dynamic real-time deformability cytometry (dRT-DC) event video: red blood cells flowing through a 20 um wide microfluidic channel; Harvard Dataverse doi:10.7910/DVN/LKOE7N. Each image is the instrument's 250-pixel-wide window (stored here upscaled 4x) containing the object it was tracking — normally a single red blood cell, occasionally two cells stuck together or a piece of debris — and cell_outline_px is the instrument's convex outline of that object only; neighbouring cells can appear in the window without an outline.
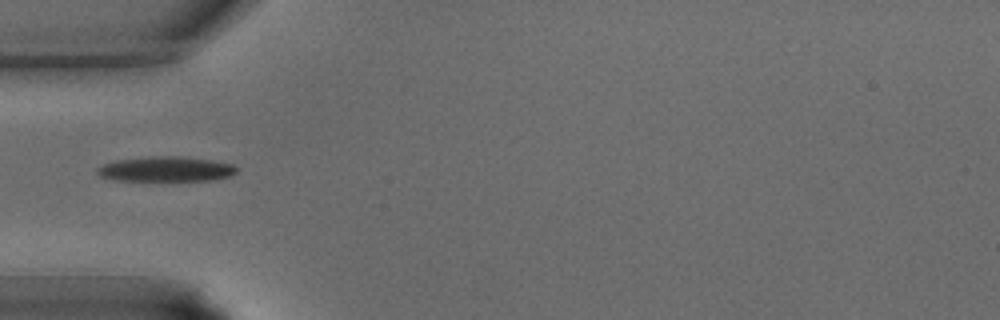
{"species": "common noctule bat (a hibernating species)", "species_latin": "Nyctalus noctula", "temperature_condition": "warm", "stored_images_in_passage": 27, "camera_frame_rate_fps": 3000, "um_per_image_px": 0.085, "animal": {"sex": "male", "body_mass_g": 15.6}, "frame": {"image": 1, "passage_image": 1, "time_ms": 0.0, "image_size_px": [1000, 320], "cell_outline_px": [[240, 168], [232, 176], [212, 180], [112, 180], [100, 176], [96, 172], [96, 168], [104, 164], [116, 160], [148, 156], [180, 156], [212, 160], [232, 164]], "centroid_in_image_um": [14.12, 14.36], "position_along_channel_um": 70.9, "area_um2": 20.4}}
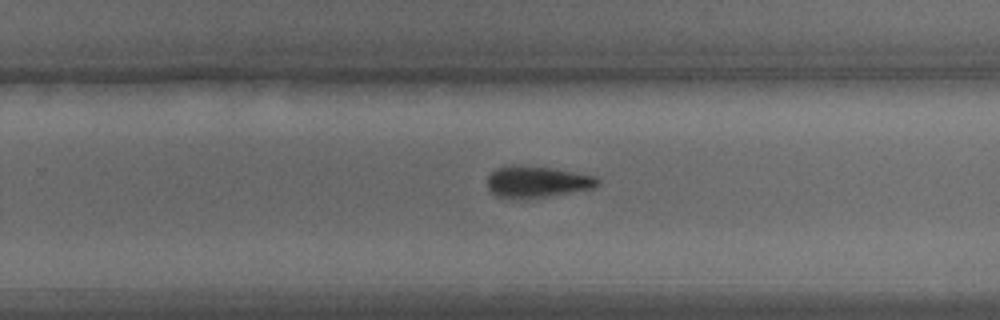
{"frame": {"image": 2, "passage_image": 13, "time_ms": 4.0, "image_size_px": [1000, 320], "cell_outline_px": [[600, 184], [592, 188], [548, 196], [524, 200], [496, 196], [488, 188], [488, 176], [496, 168], [512, 164], [552, 168], [596, 176], [600, 180]], "centroid_in_image_um": [45.63, 15.46], "position_along_channel_um": 284.2, "area_um2": 20.35}}
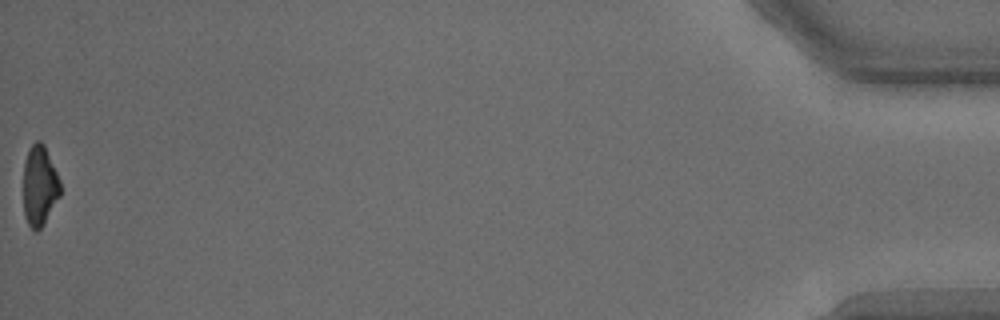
{"frame": {"image": 3, "passage_image": 27, "time_ms": 8.667, "image_size_px": [1000, 320], "cell_outline_px": [[60, 196], [40, 228], [36, 232], [28, 224], [24, 216], [24, 160], [28, 148], [36, 140], [40, 140], [44, 144], [60, 180]], "centroid_in_image_um": [3.35, 15.74], "position_along_channel_um": 431.8, "area_um2": 17.17}}